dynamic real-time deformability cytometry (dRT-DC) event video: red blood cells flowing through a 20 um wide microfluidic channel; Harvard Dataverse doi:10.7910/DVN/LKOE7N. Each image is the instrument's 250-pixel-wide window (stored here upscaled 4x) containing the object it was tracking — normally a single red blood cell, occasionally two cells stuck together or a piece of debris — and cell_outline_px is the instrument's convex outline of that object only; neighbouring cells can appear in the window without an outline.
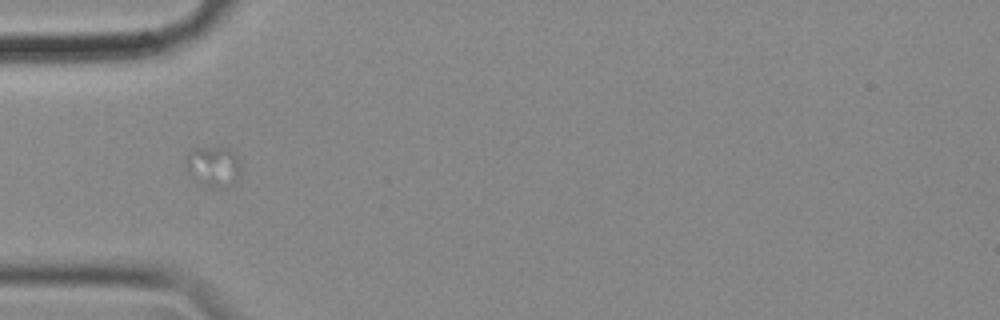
{"species": "common noctule bat (a hibernating species)", "species_latin": "Nyctalus noctula", "temperature_condition": "cold", "stored_images_in_passage": 15, "camera_frame_rate_fps": 3000, "um_per_image_px": 0.085, "animal": {"sex": "female", "body_mass_g": 18.4}, "frame": {"image": 1, "passage_image": 6, "time_ms": 1.667, "image_size_px": [1000, 320], "cell_outline_px": [[240, 172], [228, 188], [208, 188], [196, 180], [188, 172], [184, 164], [188, 152], [192, 148], [228, 148], [236, 156]], "centroid_in_image_um": [18.08, 14.17], "position_along_channel_um": 66.9, "area_um2": 12.83}}
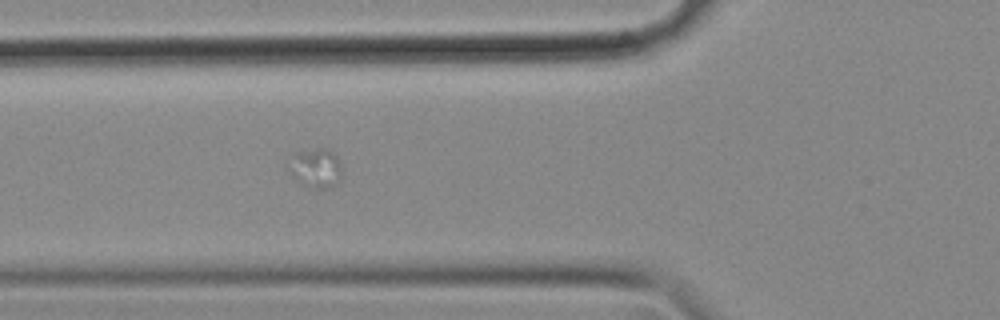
{"frame": {"image": 2, "passage_image": 9, "time_ms": 2.667, "image_size_px": [1000, 320], "cell_outline_px": [[340, 176], [336, 184], [332, 188], [312, 188], [300, 184], [288, 172], [288, 168], [296, 152], [316, 148], [328, 148], [336, 156], [340, 164]], "centroid_in_image_um": [26.83, 14.3], "position_along_channel_um": 99.0, "area_um2": 12.14}}